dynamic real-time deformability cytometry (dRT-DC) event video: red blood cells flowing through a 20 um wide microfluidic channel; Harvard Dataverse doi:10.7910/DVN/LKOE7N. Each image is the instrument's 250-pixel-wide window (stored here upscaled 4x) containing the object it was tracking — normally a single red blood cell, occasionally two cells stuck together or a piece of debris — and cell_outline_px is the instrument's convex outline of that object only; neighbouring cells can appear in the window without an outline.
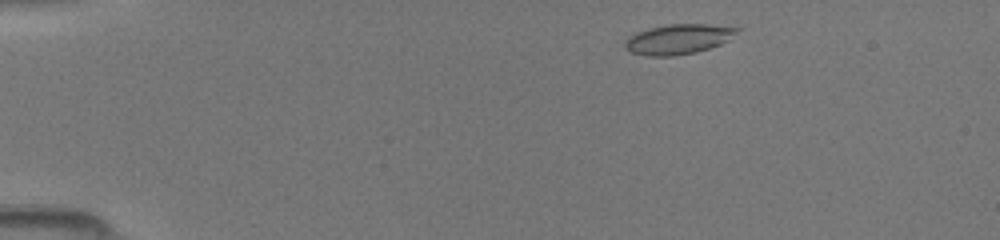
{"species": "common noctule bat (a hibernating species)", "species_latin": "Nyctalus noctula", "temperature_condition": "room temperature", "stored_images_in_passage": 25, "camera_frame_rate_fps": 3000, "um_per_image_px": 0.085, "animal": {"sex": "female", "body_mass_g": 19.5, "forearm_length_mm": 54.1}, "frame": {"image": 1, "passage_image": 1, "time_ms": 0.0, "image_size_px": [1000, 240], "cell_outline_px": [[740, 28], [728, 40], [720, 44], [696, 52], [672, 56], [644, 56], [632, 52], [624, 48], [624, 44], [632, 36], [640, 32], [652, 28], [668, 24], [704, 24]], "centroid_in_image_um": [57.66, 3.34], "position_along_channel_um": 27.3, "area_um2": 19.07}}
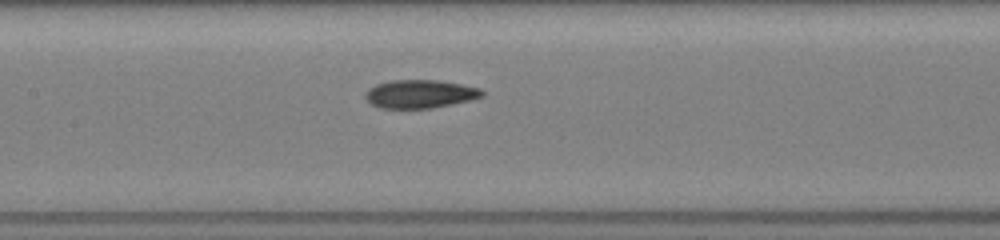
{"frame": {"image": 2, "passage_image": 14, "time_ms": 4.333, "image_size_px": [1000, 240], "cell_outline_px": [[484, 96], [468, 100], [432, 108], [380, 108], [372, 104], [364, 96], [376, 84], [392, 80], [440, 80], [480, 88], [484, 92]], "centroid_in_image_um": [35.72, 7.98], "position_along_channel_um": 171.7, "area_um2": 18.96}}
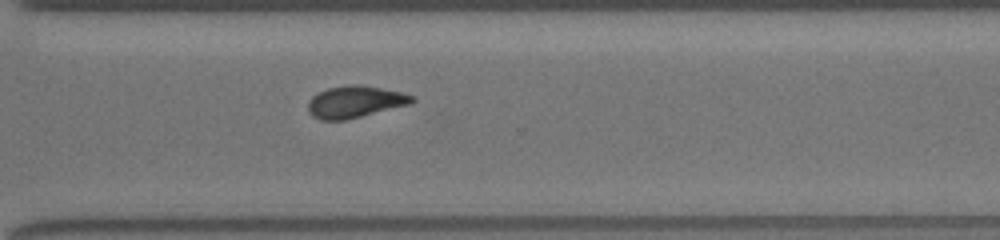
{"frame": {"image": 3, "passage_image": 25, "time_ms": 8.0, "image_size_px": [1000, 240], "cell_outline_px": [[416, 100], [412, 104], [344, 120], [320, 120], [312, 116], [308, 108], [308, 100], [312, 96], [328, 88], [352, 84], [360, 84], [404, 92], [412, 96]], "centroid_in_image_um": [30.2, 8.65], "position_along_channel_um": 340.4, "area_um2": 19.36}}